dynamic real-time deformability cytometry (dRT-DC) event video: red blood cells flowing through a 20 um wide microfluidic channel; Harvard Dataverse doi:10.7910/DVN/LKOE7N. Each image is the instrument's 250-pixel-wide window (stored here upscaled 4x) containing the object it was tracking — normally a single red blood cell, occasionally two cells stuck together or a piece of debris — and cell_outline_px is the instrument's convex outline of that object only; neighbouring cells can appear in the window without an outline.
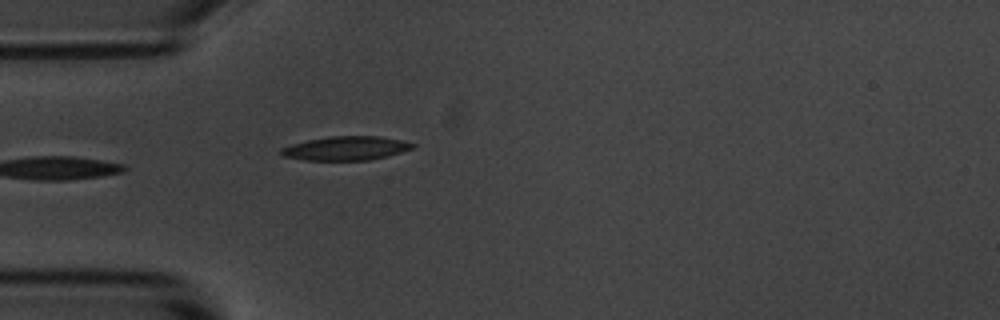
{"species": "common noctule bat (a hibernating species)", "species_latin": "Nyctalus noctula", "temperature_condition": "room temperature", "stored_images_in_passage": 3, "camera_frame_rate_fps": 3000, "um_per_image_px": 0.085, "animal": {"sex": "male", "body_mass_g": 20.1, "forearm_length_mm": 53.5}, "frame": {"image": 1, "passage_image": 3, "time_ms": 3.333, "image_size_px": [1000, 320], "cell_outline_px": [[416, 144], [412, 148], [400, 152], [368, 160], [304, 160], [280, 156], [280, 148], [292, 144], [308, 140], [332, 136], [380, 136], [404, 140]], "centroid_in_image_um": [29.37, 12.6], "position_along_channel_um": 55.6, "area_um2": 18.26}}